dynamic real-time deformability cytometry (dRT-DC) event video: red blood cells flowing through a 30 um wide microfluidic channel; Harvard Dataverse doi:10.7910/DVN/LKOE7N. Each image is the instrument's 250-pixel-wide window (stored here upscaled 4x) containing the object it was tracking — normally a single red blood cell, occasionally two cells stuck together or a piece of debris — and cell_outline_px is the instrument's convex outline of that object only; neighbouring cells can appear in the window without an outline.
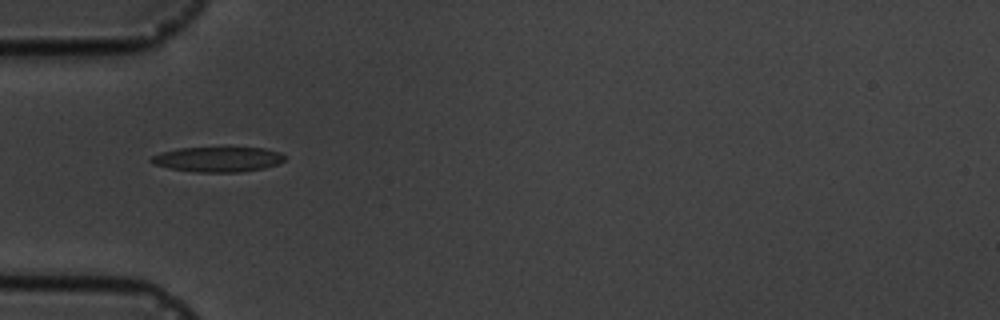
{"species": "common noctule bat (a hibernating species)", "species_latin": "Nyctalus noctula", "temperature_condition": "cold", "stored_images_in_passage": 3, "camera_frame_rate_fps": 3000, "um_per_image_px": 0.085, "animal": {"sex": "male", "body_mass_g": 19.5, "forearm_length_mm": 54.6}, "frame": {"image": 1, "passage_image": 1, "time_ms": 0.0, "image_size_px": [1000, 320], "cell_outline_px": [[284, 160], [276, 164], [264, 168], [240, 172], [196, 172], [168, 168], [152, 164], [148, 160], [152, 156], [160, 152], [176, 148], [224, 144], [264, 148], [280, 152], [284, 156]], "centroid_in_image_um": [18.48, 13.48], "position_along_channel_um": 66.5, "area_um2": 20.75}}
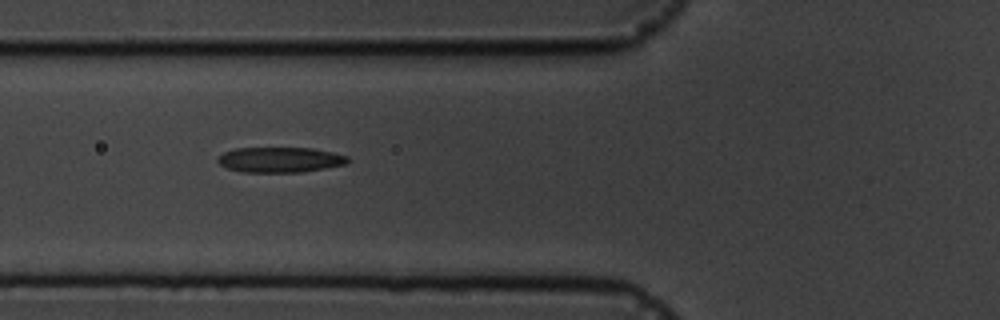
{"frame": {"image": 2, "passage_image": 2, "time_ms": 1.0, "image_size_px": [1000, 320], "cell_outline_px": [[348, 160], [344, 164], [324, 168], [300, 172], [240, 172], [228, 168], [220, 164], [216, 160], [224, 152], [236, 148], [312, 148], [332, 152], [348, 156]], "centroid_in_image_um": [23.77, 13.57], "position_along_channel_um": 102.0, "area_um2": 18.96}}
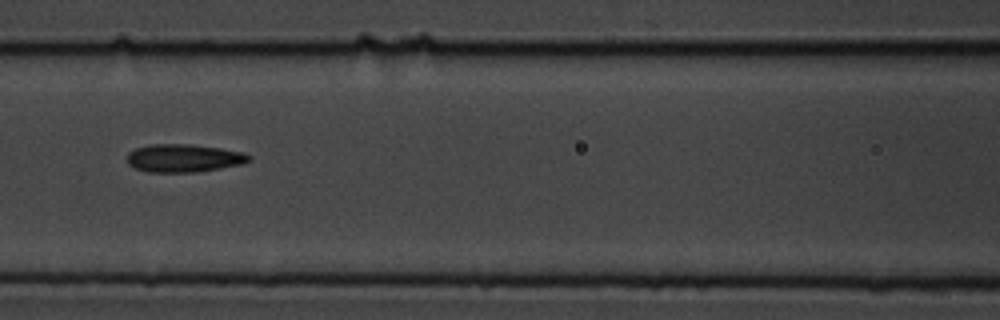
{"frame": {"image": 3, "passage_image": 3, "time_ms": 2.333, "image_size_px": [1000, 320], "cell_outline_px": [[252, 156], [244, 164], [196, 172], [148, 172], [136, 168], [128, 164], [128, 152], [136, 148], [148, 144], [192, 144], [220, 148], [244, 152]], "centroid_in_image_um": [15.63, 13.43], "position_along_channel_um": 151.0, "area_um2": 19.94}}